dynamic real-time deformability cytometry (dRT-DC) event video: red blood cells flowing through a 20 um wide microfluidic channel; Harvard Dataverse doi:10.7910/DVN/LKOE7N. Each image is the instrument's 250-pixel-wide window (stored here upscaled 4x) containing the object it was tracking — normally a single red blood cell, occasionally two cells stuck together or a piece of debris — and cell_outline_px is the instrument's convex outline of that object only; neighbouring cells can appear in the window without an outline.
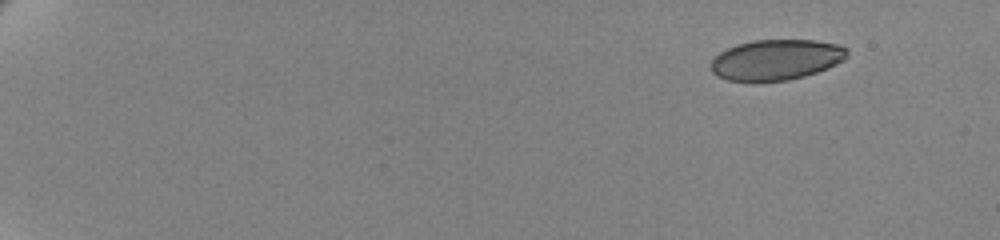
{"species": "human", "species_latin": "Homo sapiens", "temperature_condition": "cold", "stored_images_in_passage": 56, "camera_frame_rate_fps": 3000, "um_per_image_px": 0.085, "donor": {"sex": "female"}, "frame": {"image": 1, "passage_image": 1, "time_ms": 0.0, "image_size_px": [1000, 240], "cell_outline_px": [[848, 56], [844, 60], [828, 68], [804, 76], [788, 80], [728, 80], [716, 76], [712, 72], [712, 60], [720, 52], [736, 44], [756, 40], [816, 40], [840, 44], [848, 48]], "centroid_in_image_um": [66.03, 5.06], "position_along_channel_um": 19.0, "area_um2": 32.02}}
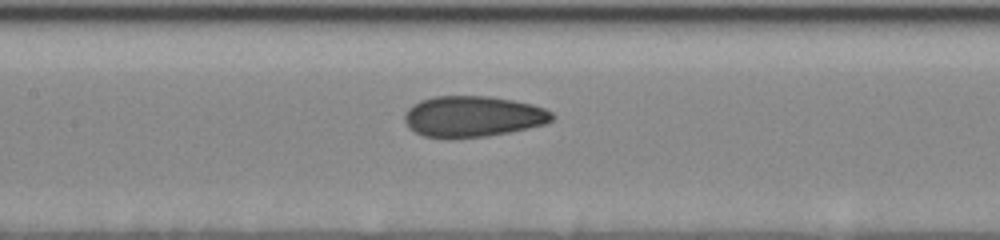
{"frame": {"image": 2, "passage_image": 28, "time_ms": 9.0, "image_size_px": [1000, 240], "cell_outline_px": [[556, 116], [552, 120], [544, 124], [528, 128], [508, 132], [484, 136], [424, 136], [408, 128], [404, 120], [404, 112], [412, 104], [420, 100], [432, 96], [492, 96], [532, 104], [544, 108], [552, 112]], "centroid_in_image_um": [40.19, 9.86], "position_along_channel_um": 167.2, "area_um2": 34.85}}
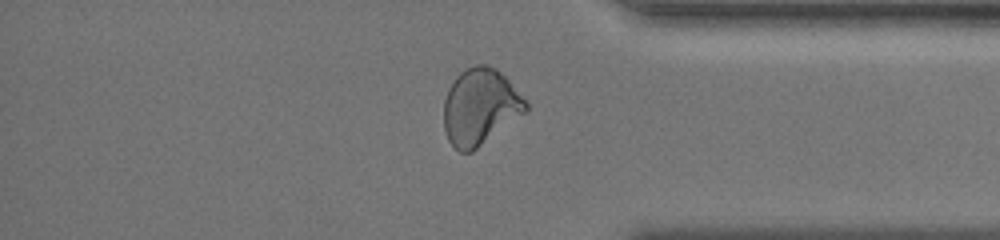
{"frame": {"image": 3, "passage_image": 48, "time_ms": 15.667, "image_size_px": [1000, 240], "cell_outline_px": [[528, 108], [524, 112], [472, 152], [460, 152], [448, 140], [444, 128], [444, 100], [448, 88], [456, 76], [464, 68], [476, 64], [484, 64], [496, 68], [508, 80], [528, 104]], "centroid_in_image_um": [40.77, 9.06], "position_along_channel_um": 394.4, "area_um2": 36.01}, "authors_computed_cell_mechanics": {"area_um2": 34.68, "velocity_mm_per_s": 3.488, "shape_relaxation_time_tau1_ms": 11.3287, "shape_relaxation_time_tau2_ms": 1.1708, "deformation_change_tau1": 0.2041, "deformation_change_tau2": 0.0584}}